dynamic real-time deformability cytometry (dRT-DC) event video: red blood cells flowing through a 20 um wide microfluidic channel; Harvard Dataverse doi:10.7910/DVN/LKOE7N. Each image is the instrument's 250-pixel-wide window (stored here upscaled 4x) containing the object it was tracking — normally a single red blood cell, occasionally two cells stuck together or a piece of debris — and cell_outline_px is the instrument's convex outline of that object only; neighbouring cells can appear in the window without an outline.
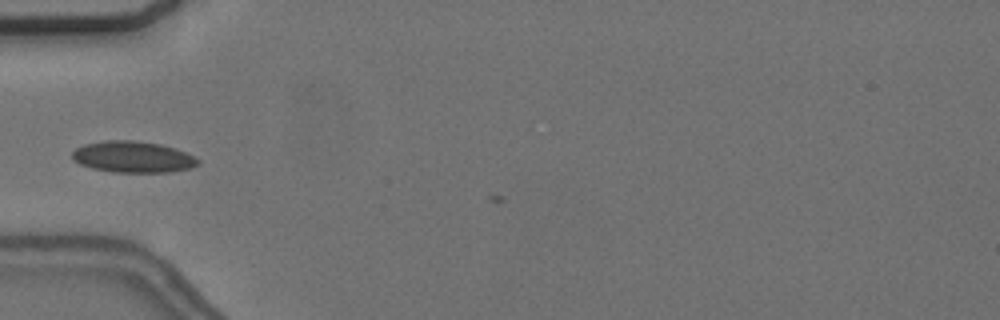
{"species": "common noctule bat (a hibernating species)", "species_latin": "Nyctalus noctula", "temperature_condition": "cold", "stored_images_in_passage": 3, "camera_frame_rate_fps": 3000, "um_per_image_px": 0.085, "animal": {"sex": "female", "body_mass_g": 24.6, "forearm_length_mm": 56.2}, "frame": {"image": 1, "passage_image": 2, "time_ms": 0.333, "image_size_px": [1000, 320], "cell_outline_px": [[200, 164], [192, 168], [172, 172], [112, 172], [92, 168], [80, 164], [72, 160], [72, 152], [76, 148], [84, 144], [104, 140], [132, 140], [160, 144], [176, 148], [200, 160]], "centroid_in_image_um": [11.3, 13.34], "position_along_channel_um": 73.7, "area_um2": 23.12}}